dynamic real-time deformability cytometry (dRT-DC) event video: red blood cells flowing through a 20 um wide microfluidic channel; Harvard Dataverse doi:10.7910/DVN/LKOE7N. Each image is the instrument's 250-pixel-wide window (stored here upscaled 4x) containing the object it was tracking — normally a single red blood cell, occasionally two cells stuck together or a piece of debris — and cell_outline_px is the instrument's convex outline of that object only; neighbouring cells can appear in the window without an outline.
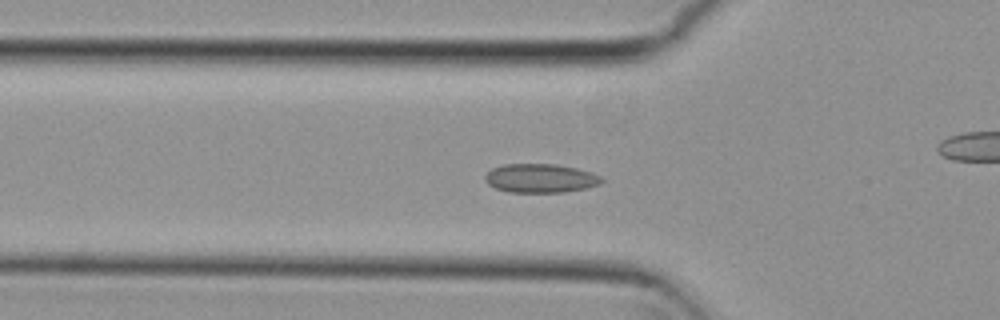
{"species": "common noctule bat (a hibernating species)", "species_latin": "Nyctalus noctula", "temperature_condition": "cold", "stored_images_in_passage": 42, "camera_frame_rate_fps": 3000, "um_per_image_px": 0.085, "animal": {"sex": "female", "body_mass_g": 29.2, "forearm_length_mm": 56.3}, "frame": {"image": 1, "passage_image": 5, "time_ms": 1.333, "image_size_px": [1000, 320], "cell_outline_px": [[604, 180], [600, 184], [584, 188], [564, 192], [508, 192], [496, 188], [488, 184], [484, 180], [484, 176], [492, 168], [504, 164], [556, 164], [576, 168], [600, 176]], "centroid_in_image_um": [45.9, 15.15], "position_along_channel_um": 79.9, "area_um2": 19.48}}
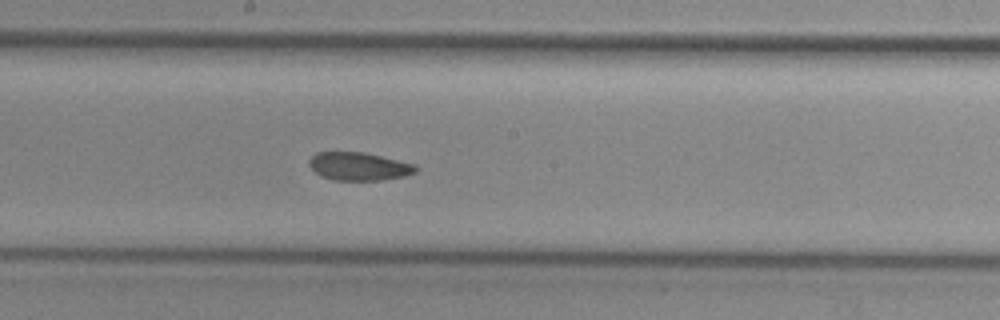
{"frame": {"image": 2, "passage_image": 16, "time_ms": 5.0, "image_size_px": [1000, 320], "cell_outline_px": [[420, 168], [416, 172], [404, 176], [380, 180], [332, 180], [320, 176], [308, 164], [308, 160], [316, 152], [364, 152], [416, 164]], "centroid_in_image_um": [30.52, 14.14], "position_along_channel_um": 217.7, "area_um2": 17.57}}
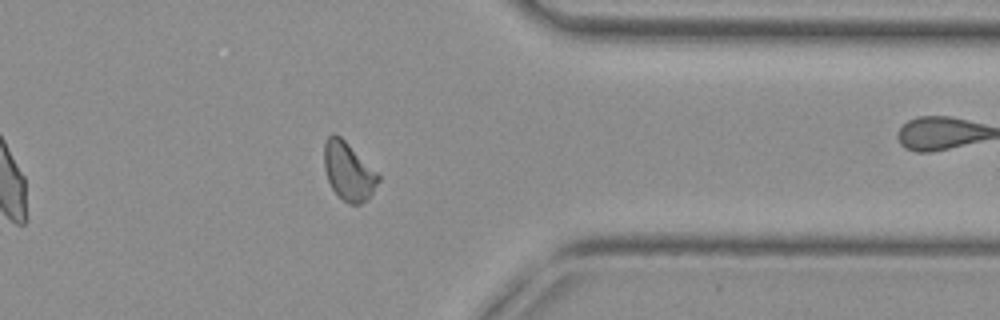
{"frame": {"image": 3, "passage_image": 30, "time_ms": 9.667, "image_size_px": [1000, 320], "cell_outline_px": [[380, 180], [372, 192], [360, 204], [348, 204], [332, 188], [328, 180], [324, 168], [324, 144], [328, 136], [332, 132], [336, 132], [380, 176]], "centroid_in_image_um": [29.59, 14.53], "position_along_channel_um": 381.8, "area_um2": 17.92}, "authors_computed_cell_mechanics": {"area_um2": 18.3515, "velocity_mm_per_s": 3.7521, "shape_relaxation_time_tau1_ms": null, "shape_relaxation_time_tau2_ms": 2.019, "deformation_change_tau1": null, "deformation_change_tau2": 0.0518}}